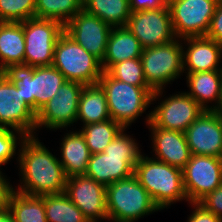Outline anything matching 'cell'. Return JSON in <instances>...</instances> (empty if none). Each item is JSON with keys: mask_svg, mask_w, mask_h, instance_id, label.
I'll return each instance as SVG.
<instances>
[{"mask_svg": "<svg viewBox=\"0 0 222 222\" xmlns=\"http://www.w3.org/2000/svg\"><path fill=\"white\" fill-rule=\"evenodd\" d=\"M17 157L21 182L16 191L43 196L65 192L67 176L56 155L36 136H27L19 146Z\"/></svg>", "mask_w": 222, "mask_h": 222, "instance_id": "6da1fadb", "label": "cell"}, {"mask_svg": "<svg viewBox=\"0 0 222 222\" xmlns=\"http://www.w3.org/2000/svg\"><path fill=\"white\" fill-rule=\"evenodd\" d=\"M125 131L126 128L111 141L104 152L90 156L86 176L107 187L134 174V168L142 154L135 138Z\"/></svg>", "mask_w": 222, "mask_h": 222, "instance_id": "7a4b0ae2", "label": "cell"}, {"mask_svg": "<svg viewBox=\"0 0 222 222\" xmlns=\"http://www.w3.org/2000/svg\"><path fill=\"white\" fill-rule=\"evenodd\" d=\"M134 175L153 198L160 211L171 204L188 201L184 187L182 169L155 158L140 156Z\"/></svg>", "mask_w": 222, "mask_h": 222, "instance_id": "3957f363", "label": "cell"}, {"mask_svg": "<svg viewBox=\"0 0 222 222\" xmlns=\"http://www.w3.org/2000/svg\"><path fill=\"white\" fill-rule=\"evenodd\" d=\"M16 87L25 102L37 113L67 80L53 66L33 67L27 64H11L1 71Z\"/></svg>", "mask_w": 222, "mask_h": 222, "instance_id": "277c9868", "label": "cell"}, {"mask_svg": "<svg viewBox=\"0 0 222 222\" xmlns=\"http://www.w3.org/2000/svg\"><path fill=\"white\" fill-rule=\"evenodd\" d=\"M98 83L103 88L110 117L128 128L152 104L153 91L149 87H138L113 78L103 71Z\"/></svg>", "mask_w": 222, "mask_h": 222, "instance_id": "5b68a950", "label": "cell"}, {"mask_svg": "<svg viewBox=\"0 0 222 222\" xmlns=\"http://www.w3.org/2000/svg\"><path fill=\"white\" fill-rule=\"evenodd\" d=\"M182 39L142 50L141 61L148 87L154 92L152 103L158 100L165 86L184 73Z\"/></svg>", "mask_w": 222, "mask_h": 222, "instance_id": "8992f818", "label": "cell"}, {"mask_svg": "<svg viewBox=\"0 0 222 222\" xmlns=\"http://www.w3.org/2000/svg\"><path fill=\"white\" fill-rule=\"evenodd\" d=\"M106 207L109 221H137L160 210L134 174L106 187Z\"/></svg>", "mask_w": 222, "mask_h": 222, "instance_id": "52a82bcc", "label": "cell"}, {"mask_svg": "<svg viewBox=\"0 0 222 222\" xmlns=\"http://www.w3.org/2000/svg\"><path fill=\"white\" fill-rule=\"evenodd\" d=\"M52 66L57 68L67 81L83 85L98 83L103 73L101 62L65 32L56 42Z\"/></svg>", "mask_w": 222, "mask_h": 222, "instance_id": "ba28073f", "label": "cell"}, {"mask_svg": "<svg viewBox=\"0 0 222 222\" xmlns=\"http://www.w3.org/2000/svg\"><path fill=\"white\" fill-rule=\"evenodd\" d=\"M25 38L24 64L52 66L54 49L64 25L55 20L31 18L23 21Z\"/></svg>", "mask_w": 222, "mask_h": 222, "instance_id": "9c48e42d", "label": "cell"}, {"mask_svg": "<svg viewBox=\"0 0 222 222\" xmlns=\"http://www.w3.org/2000/svg\"><path fill=\"white\" fill-rule=\"evenodd\" d=\"M220 0H169L176 38L206 36Z\"/></svg>", "mask_w": 222, "mask_h": 222, "instance_id": "30bf717a", "label": "cell"}, {"mask_svg": "<svg viewBox=\"0 0 222 222\" xmlns=\"http://www.w3.org/2000/svg\"><path fill=\"white\" fill-rule=\"evenodd\" d=\"M84 85L67 81L36 115L37 129H64L77 123L78 105Z\"/></svg>", "mask_w": 222, "mask_h": 222, "instance_id": "8fae6325", "label": "cell"}, {"mask_svg": "<svg viewBox=\"0 0 222 222\" xmlns=\"http://www.w3.org/2000/svg\"><path fill=\"white\" fill-rule=\"evenodd\" d=\"M163 100L146 115L148 127L185 132L205 110L186 92H178Z\"/></svg>", "mask_w": 222, "mask_h": 222, "instance_id": "7c38bea8", "label": "cell"}, {"mask_svg": "<svg viewBox=\"0 0 222 222\" xmlns=\"http://www.w3.org/2000/svg\"><path fill=\"white\" fill-rule=\"evenodd\" d=\"M182 176L188 203H198L222 184L221 158L191 154Z\"/></svg>", "mask_w": 222, "mask_h": 222, "instance_id": "4fadbf2b", "label": "cell"}, {"mask_svg": "<svg viewBox=\"0 0 222 222\" xmlns=\"http://www.w3.org/2000/svg\"><path fill=\"white\" fill-rule=\"evenodd\" d=\"M36 115L16 84L0 72V129H13L26 136H37Z\"/></svg>", "mask_w": 222, "mask_h": 222, "instance_id": "5bb4252c", "label": "cell"}, {"mask_svg": "<svg viewBox=\"0 0 222 222\" xmlns=\"http://www.w3.org/2000/svg\"><path fill=\"white\" fill-rule=\"evenodd\" d=\"M126 27L139 40L143 49L176 39L168 6L132 12Z\"/></svg>", "mask_w": 222, "mask_h": 222, "instance_id": "9a60e30c", "label": "cell"}, {"mask_svg": "<svg viewBox=\"0 0 222 222\" xmlns=\"http://www.w3.org/2000/svg\"><path fill=\"white\" fill-rule=\"evenodd\" d=\"M112 28L96 15L82 9L64 25V32L102 62Z\"/></svg>", "mask_w": 222, "mask_h": 222, "instance_id": "2e32d148", "label": "cell"}, {"mask_svg": "<svg viewBox=\"0 0 222 222\" xmlns=\"http://www.w3.org/2000/svg\"><path fill=\"white\" fill-rule=\"evenodd\" d=\"M65 193L90 222L108 220L106 187L82 175L67 177Z\"/></svg>", "mask_w": 222, "mask_h": 222, "instance_id": "e0dca14e", "label": "cell"}, {"mask_svg": "<svg viewBox=\"0 0 222 222\" xmlns=\"http://www.w3.org/2000/svg\"><path fill=\"white\" fill-rule=\"evenodd\" d=\"M184 133L191 154L221 158L222 129L214 110H204Z\"/></svg>", "mask_w": 222, "mask_h": 222, "instance_id": "ac0fdd59", "label": "cell"}, {"mask_svg": "<svg viewBox=\"0 0 222 222\" xmlns=\"http://www.w3.org/2000/svg\"><path fill=\"white\" fill-rule=\"evenodd\" d=\"M183 67L186 74L222 70V45L206 36L183 38ZM185 48V50H184ZM187 71V72H186Z\"/></svg>", "mask_w": 222, "mask_h": 222, "instance_id": "d6986e66", "label": "cell"}, {"mask_svg": "<svg viewBox=\"0 0 222 222\" xmlns=\"http://www.w3.org/2000/svg\"><path fill=\"white\" fill-rule=\"evenodd\" d=\"M152 136L154 158L171 166L183 169L191 157L184 132L148 127Z\"/></svg>", "mask_w": 222, "mask_h": 222, "instance_id": "ffe728a7", "label": "cell"}, {"mask_svg": "<svg viewBox=\"0 0 222 222\" xmlns=\"http://www.w3.org/2000/svg\"><path fill=\"white\" fill-rule=\"evenodd\" d=\"M143 48L126 26L113 27L108 38L106 53L101 62L103 71L124 60L140 58Z\"/></svg>", "mask_w": 222, "mask_h": 222, "instance_id": "44dd1931", "label": "cell"}, {"mask_svg": "<svg viewBox=\"0 0 222 222\" xmlns=\"http://www.w3.org/2000/svg\"><path fill=\"white\" fill-rule=\"evenodd\" d=\"M186 79L187 86L190 90L186 93L199 105L205 110H214L218 106L221 92L222 70L188 73ZM208 103H213L214 105L212 106Z\"/></svg>", "mask_w": 222, "mask_h": 222, "instance_id": "7402d4cb", "label": "cell"}, {"mask_svg": "<svg viewBox=\"0 0 222 222\" xmlns=\"http://www.w3.org/2000/svg\"><path fill=\"white\" fill-rule=\"evenodd\" d=\"M61 142L60 163L67 177L86 173L91 153L83 134L79 131L65 133Z\"/></svg>", "mask_w": 222, "mask_h": 222, "instance_id": "603a6c76", "label": "cell"}, {"mask_svg": "<svg viewBox=\"0 0 222 222\" xmlns=\"http://www.w3.org/2000/svg\"><path fill=\"white\" fill-rule=\"evenodd\" d=\"M111 119L106 94L99 83L84 85L78 105L77 121L84 125Z\"/></svg>", "mask_w": 222, "mask_h": 222, "instance_id": "cb8c5ba5", "label": "cell"}, {"mask_svg": "<svg viewBox=\"0 0 222 222\" xmlns=\"http://www.w3.org/2000/svg\"><path fill=\"white\" fill-rule=\"evenodd\" d=\"M23 22H4L0 27V72L11 64H24Z\"/></svg>", "mask_w": 222, "mask_h": 222, "instance_id": "d4e9b609", "label": "cell"}, {"mask_svg": "<svg viewBox=\"0 0 222 222\" xmlns=\"http://www.w3.org/2000/svg\"><path fill=\"white\" fill-rule=\"evenodd\" d=\"M7 209L14 222H47L43 196H31L15 189L10 194Z\"/></svg>", "mask_w": 222, "mask_h": 222, "instance_id": "484cf974", "label": "cell"}, {"mask_svg": "<svg viewBox=\"0 0 222 222\" xmlns=\"http://www.w3.org/2000/svg\"><path fill=\"white\" fill-rule=\"evenodd\" d=\"M83 9L112 27L126 26L132 13L129 0H83Z\"/></svg>", "mask_w": 222, "mask_h": 222, "instance_id": "4316f807", "label": "cell"}, {"mask_svg": "<svg viewBox=\"0 0 222 222\" xmlns=\"http://www.w3.org/2000/svg\"><path fill=\"white\" fill-rule=\"evenodd\" d=\"M47 222H90L65 192L44 195Z\"/></svg>", "mask_w": 222, "mask_h": 222, "instance_id": "83f0119b", "label": "cell"}, {"mask_svg": "<svg viewBox=\"0 0 222 222\" xmlns=\"http://www.w3.org/2000/svg\"><path fill=\"white\" fill-rule=\"evenodd\" d=\"M124 127L109 119L104 122L84 125L80 132L83 134L89 151L92 154L102 153Z\"/></svg>", "mask_w": 222, "mask_h": 222, "instance_id": "f1b7e54d", "label": "cell"}, {"mask_svg": "<svg viewBox=\"0 0 222 222\" xmlns=\"http://www.w3.org/2000/svg\"><path fill=\"white\" fill-rule=\"evenodd\" d=\"M83 9V0H36L35 18L55 20L65 25Z\"/></svg>", "mask_w": 222, "mask_h": 222, "instance_id": "f546056e", "label": "cell"}, {"mask_svg": "<svg viewBox=\"0 0 222 222\" xmlns=\"http://www.w3.org/2000/svg\"><path fill=\"white\" fill-rule=\"evenodd\" d=\"M113 78L138 87H148L143 73L141 58L124 60L107 71Z\"/></svg>", "mask_w": 222, "mask_h": 222, "instance_id": "4dcf8cb0", "label": "cell"}, {"mask_svg": "<svg viewBox=\"0 0 222 222\" xmlns=\"http://www.w3.org/2000/svg\"><path fill=\"white\" fill-rule=\"evenodd\" d=\"M36 0H0V20L23 22L35 18Z\"/></svg>", "mask_w": 222, "mask_h": 222, "instance_id": "1f68e13d", "label": "cell"}, {"mask_svg": "<svg viewBox=\"0 0 222 222\" xmlns=\"http://www.w3.org/2000/svg\"><path fill=\"white\" fill-rule=\"evenodd\" d=\"M26 137L22 132L13 129H0V166L8 164L15 156L17 146L21 145Z\"/></svg>", "mask_w": 222, "mask_h": 222, "instance_id": "d6a6232c", "label": "cell"}, {"mask_svg": "<svg viewBox=\"0 0 222 222\" xmlns=\"http://www.w3.org/2000/svg\"><path fill=\"white\" fill-rule=\"evenodd\" d=\"M198 204L222 219V184L203 197Z\"/></svg>", "mask_w": 222, "mask_h": 222, "instance_id": "836d02e7", "label": "cell"}, {"mask_svg": "<svg viewBox=\"0 0 222 222\" xmlns=\"http://www.w3.org/2000/svg\"><path fill=\"white\" fill-rule=\"evenodd\" d=\"M206 37L222 45V1L216 7Z\"/></svg>", "mask_w": 222, "mask_h": 222, "instance_id": "e575fe53", "label": "cell"}, {"mask_svg": "<svg viewBox=\"0 0 222 222\" xmlns=\"http://www.w3.org/2000/svg\"><path fill=\"white\" fill-rule=\"evenodd\" d=\"M193 206V211L187 222H222V219L214 213L207 211L198 203H189Z\"/></svg>", "mask_w": 222, "mask_h": 222, "instance_id": "d590c367", "label": "cell"}, {"mask_svg": "<svg viewBox=\"0 0 222 222\" xmlns=\"http://www.w3.org/2000/svg\"><path fill=\"white\" fill-rule=\"evenodd\" d=\"M131 12L159 9L168 6L169 0H129Z\"/></svg>", "mask_w": 222, "mask_h": 222, "instance_id": "8d00e7d4", "label": "cell"}, {"mask_svg": "<svg viewBox=\"0 0 222 222\" xmlns=\"http://www.w3.org/2000/svg\"><path fill=\"white\" fill-rule=\"evenodd\" d=\"M0 168V211L7 209L10 194L14 187L10 184L9 179H6Z\"/></svg>", "mask_w": 222, "mask_h": 222, "instance_id": "74e56055", "label": "cell"}, {"mask_svg": "<svg viewBox=\"0 0 222 222\" xmlns=\"http://www.w3.org/2000/svg\"><path fill=\"white\" fill-rule=\"evenodd\" d=\"M0 222H14L12 216L9 214L8 209L0 211Z\"/></svg>", "mask_w": 222, "mask_h": 222, "instance_id": "f35d334b", "label": "cell"}, {"mask_svg": "<svg viewBox=\"0 0 222 222\" xmlns=\"http://www.w3.org/2000/svg\"><path fill=\"white\" fill-rule=\"evenodd\" d=\"M215 111V115L217 117V120L220 124V127L222 129V110H214Z\"/></svg>", "mask_w": 222, "mask_h": 222, "instance_id": "ab89813d", "label": "cell"}, {"mask_svg": "<svg viewBox=\"0 0 222 222\" xmlns=\"http://www.w3.org/2000/svg\"><path fill=\"white\" fill-rule=\"evenodd\" d=\"M214 110H222V83H221V92H220L219 104Z\"/></svg>", "mask_w": 222, "mask_h": 222, "instance_id": "60d3db41", "label": "cell"}, {"mask_svg": "<svg viewBox=\"0 0 222 222\" xmlns=\"http://www.w3.org/2000/svg\"><path fill=\"white\" fill-rule=\"evenodd\" d=\"M112 222H135V221H128V220H114V219H112Z\"/></svg>", "mask_w": 222, "mask_h": 222, "instance_id": "b9f144b4", "label": "cell"}, {"mask_svg": "<svg viewBox=\"0 0 222 222\" xmlns=\"http://www.w3.org/2000/svg\"><path fill=\"white\" fill-rule=\"evenodd\" d=\"M4 23V21H2V20H0V27H1V25Z\"/></svg>", "mask_w": 222, "mask_h": 222, "instance_id": "7bdbcfd3", "label": "cell"}]
</instances>
